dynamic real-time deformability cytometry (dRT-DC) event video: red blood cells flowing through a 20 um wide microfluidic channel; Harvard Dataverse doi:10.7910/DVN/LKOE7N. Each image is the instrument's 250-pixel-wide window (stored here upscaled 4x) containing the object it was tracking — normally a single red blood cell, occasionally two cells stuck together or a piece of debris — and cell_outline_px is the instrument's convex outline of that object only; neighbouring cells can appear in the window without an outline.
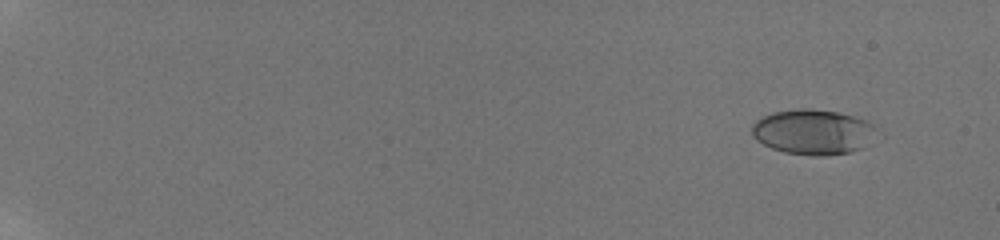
{"species": "human", "species_latin": "Homo sapiens", "temperature_condition": "room temperature", "stored_images_in_passage": 17, "camera_frame_rate_fps": 3000, "um_per_image_px": 0.085, "donor": {"sex": "male"}, "frame": {"image": 1, "passage_image": 3, "time_ms": 1.333, "image_size_px": [1000, 240], "cell_outline_px": [[884, 136], [864, 148], [852, 152], [820, 156], [812, 156], [784, 152], [772, 148], [756, 140], [752, 136], [752, 124], [756, 120], [772, 112], [800, 108], [808, 108], [840, 112], [856, 116], [868, 120], [876, 124], [884, 132]], "centroid_in_image_um": [69.29, 11.22], "position_along_channel_um": 15.7, "area_um2": 34.22}}
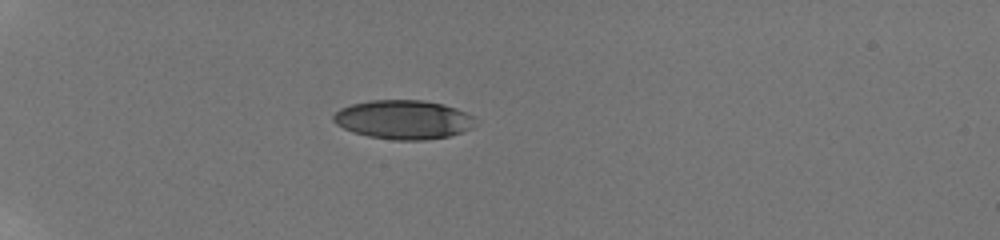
{"frame": {"image": 2, "passage_image": 12, "time_ms": 6.333, "image_size_px": [1000, 240], "cell_outline_px": [[480, 120], [472, 128], [448, 136], [424, 140], [392, 140], [368, 136], [352, 132], [336, 124], [332, 120], [332, 116], [340, 108], [352, 104], [368, 100], [424, 100], [444, 104], [456, 108], [476, 116]], "centroid_in_image_um": [34.33, 10.16], "position_along_channel_um": 50.7, "area_um2": 32.66}}
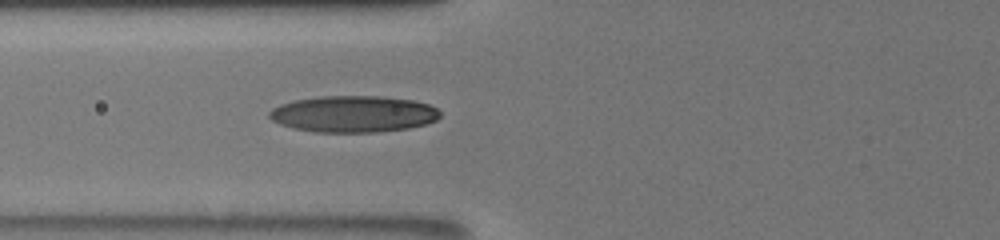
{"frame": {"image": 3, "passage_image": 17, "time_ms": 8.667, "image_size_px": [1000, 240], "cell_outline_px": [[440, 116], [436, 120], [428, 124], [408, 128], [376, 132], [316, 132], [296, 128], [280, 124], [272, 120], [268, 116], [268, 112], [272, 108], [280, 104], [296, 100], [320, 96], [380, 96], [412, 100], [428, 104], [436, 108], [440, 112]], "centroid_in_image_um": [30.04, 9.69], "position_along_channel_um": 95.8, "area_um2": 36.3}}